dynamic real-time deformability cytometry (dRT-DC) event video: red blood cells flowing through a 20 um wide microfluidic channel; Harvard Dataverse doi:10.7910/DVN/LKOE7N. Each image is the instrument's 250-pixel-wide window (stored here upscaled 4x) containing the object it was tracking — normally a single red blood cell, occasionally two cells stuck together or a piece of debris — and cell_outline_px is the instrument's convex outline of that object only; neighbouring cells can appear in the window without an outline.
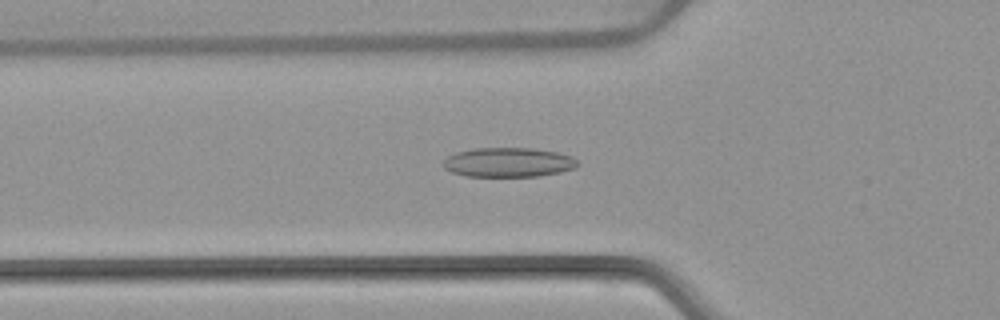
{"species": "common noctule bat (a hibernating species)", "species_latin": "Nyctalus noctula", "temperature_condition": "warm", "stored_images_in_passage": 53, "camera_frame_rate_fps": 3000, "um_per_image_px": 0.085, "animal": {"sex": "female", "body_mass_g": 22.7, "forearm_length_mm": 54.2}, "frame": {"image": 1, "passage_image": 18, "time_ms": 5.667, "image_size_px": [1000, 320], "cell_outline_px": [[580, 164], [576, 168], [560, 172], [536, 176], [464, 176], [452, 172], [444, 168], [444, 160], [448, 156], [456, 152], [472, 148], [532, 148], [556, 152], [572, 156]], "centroid_in_image_um": [43.22, 13.79], "position_along_channel_um": 82.6, "area_um2": 23.06}}
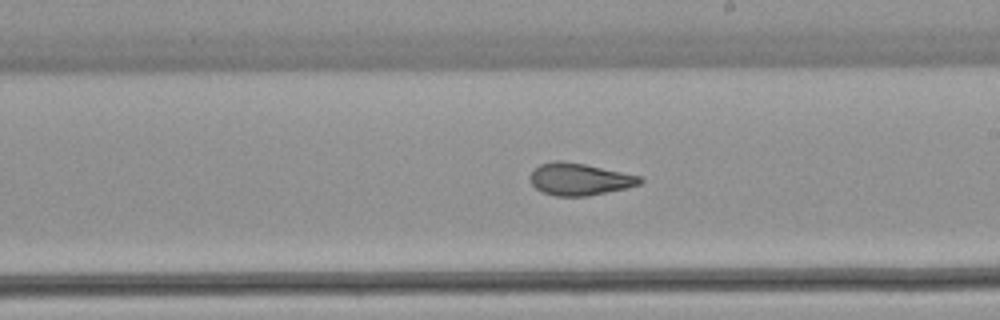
{"frame": {"image": 2, "passage_image": 30, "time_ms": 9.667, "image_size_px": [1000, 320], "cell_outline_px": [[644, 180], [640, 184], [624, 188], [588, 196], [556, 196], [540, 192], [532, 184], [528, 176], [540, 164], [552, 160], [560, 160], [584, 164], [640, 176]], "centroid_in_image_um": [49.21, 15.23], "position_along_channel_um": 239.8, "area_um2": 20.46}}
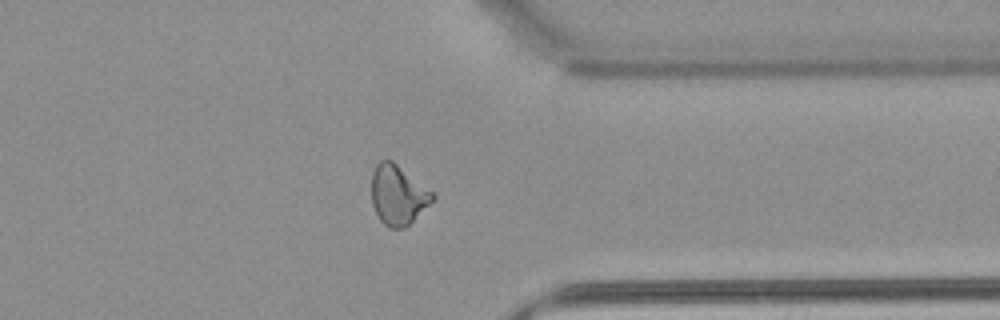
{"frame": {"image": 3, "passage_image": 41, "time_ms": 13.333, "image_size_px": [1000, 320], "cell_outline_px": [[436, 196], [404, 228], [388, 228], [380, 220], [372, 204], [372, 172], [376, 164], [380, 160], [392, 160], [436, 192]], "centroid_in_image_um": [33.83, 16.53], "position_along_channel_um": 377.6, "area_um2": 21.21}, "authors_computed_cell_mechanics": {"area_um2": 21.8484, "velocity_mm_per_s": 3.9154, "shape_relaxation_time_tau1_ms": null, "shape_relaxation_time_tau2_ms": 1.4428, "deformation_change_tau1": null, "deformation_change_tau2": 0.0775}}